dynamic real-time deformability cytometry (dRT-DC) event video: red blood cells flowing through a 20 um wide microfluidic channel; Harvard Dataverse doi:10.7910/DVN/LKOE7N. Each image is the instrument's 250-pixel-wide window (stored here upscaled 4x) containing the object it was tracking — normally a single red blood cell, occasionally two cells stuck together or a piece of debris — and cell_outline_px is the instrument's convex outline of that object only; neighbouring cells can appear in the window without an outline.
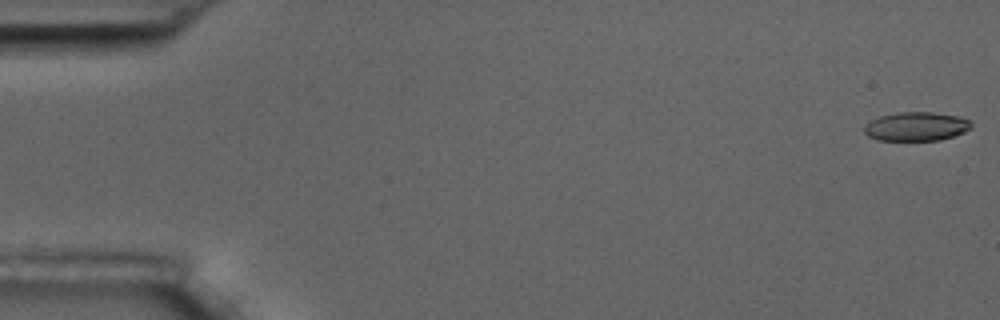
{"species": "common noctule bat (a hibernating species)", "species_latin": "Nyctalus noctula", "temperature_condition": "room temperature", "stored_images_in_passage": 8, "camera_frame_rate_fps": 3000, "um_per_image_px": 0.085, "animal": {"sex": "male", "body_mass_g": 17.5, "forearm_length_mm": 52.3}, "frame": {"image": 1, "passage_image": 1, "time_ms": 0.0, "image_size_px": [1000, 320], "cell_outline_px": [[972, 128], [964, 132], [940, 140], [876, 140], [868, 136], [864, 132], [864, 128], [872, 120], [880, 116], [896, 112], [932, 112], [956, 116], [972, 120]], "centroid_in_image_um": [77.9, 10.75], "position_along_channel_um": 7.1, "area_um2": 17.98}}
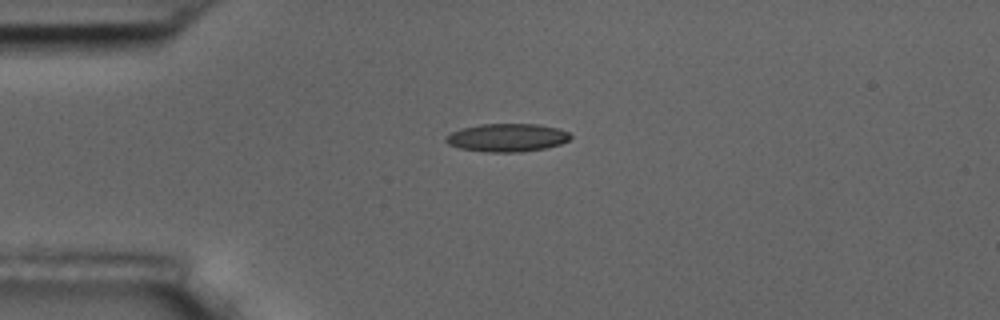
{"frame": {"image": 2, "passage_image": 5, "time_ms": 4.333, "image_size_px": [1000, 320], "cell_outline_px": [[572, 136], [568, 140], [560, 144], [544, 148], [520, 152], [488, 152], [460, 148], [448, 144], [444, 140], [444, 136], [460, 128], [480, 124], [540, 124], [556, 128], [568, 132]], "centroid_in_image_um": [43.06, 11.69], "position_along_channel_um": 41.9, "area_um2": 20.4}}
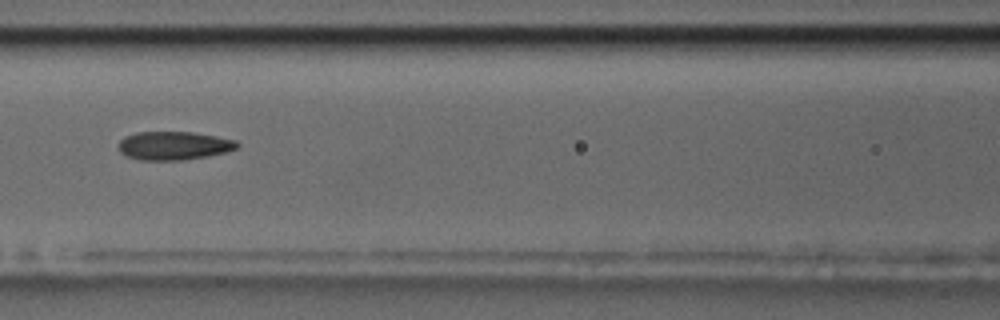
{"frame": {"image": 3, "passage_image": 8, "time_ms": 8.0, "image_size_px": [1000, 320], "cell_outline_px": [[240, 144], [236, 148], [224, 152], [208, 156], [184, 160], [140, 160], [128, 156], [120, 152], [120, 140], [124, 136], [136, 132], [192, 132], [216, 136], [236, 140]], "centroid_in_image_um": [14.78, 12.38], "position_along_channel_um": 151.8, "area_um2": 19.59}}